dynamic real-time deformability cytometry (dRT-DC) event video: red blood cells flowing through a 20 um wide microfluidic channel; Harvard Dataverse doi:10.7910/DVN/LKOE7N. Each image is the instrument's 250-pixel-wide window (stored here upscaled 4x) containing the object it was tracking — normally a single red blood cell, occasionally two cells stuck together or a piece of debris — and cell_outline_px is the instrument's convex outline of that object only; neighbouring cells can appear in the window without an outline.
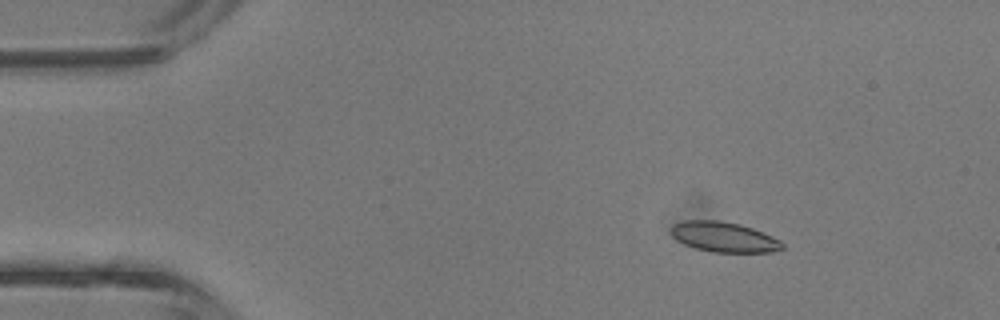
{"species": "common noctule bat (a hibernating species)", "species_latin": "Nyctalus noctula", "temperature_condition": "room temperature", "stored_images_in_passage": 4, "camera_frame_rate_fps": 3000, "um_per_image_px": 0.085, "animal": {"sex": "male", "body_mass_g": 13.3}, "frame": {"image": 1, "passage_image": 3, "time_ms": 0.667, "image_size_px": [1000, 320], "cell_outline_px": [[784, 248], [772, 252], [712, 252], [696, 248], [684, 244], [676, 240], [672, 236], [672, 224], [684, 220], [716, 220], [740, 224], [752, 228], [772, 236], [780, 240], [784, 244]], "centroid_in_image_um": [61.53, 20.14], "position_along_channel_um": 23.5, "area_um2": 19.54}}